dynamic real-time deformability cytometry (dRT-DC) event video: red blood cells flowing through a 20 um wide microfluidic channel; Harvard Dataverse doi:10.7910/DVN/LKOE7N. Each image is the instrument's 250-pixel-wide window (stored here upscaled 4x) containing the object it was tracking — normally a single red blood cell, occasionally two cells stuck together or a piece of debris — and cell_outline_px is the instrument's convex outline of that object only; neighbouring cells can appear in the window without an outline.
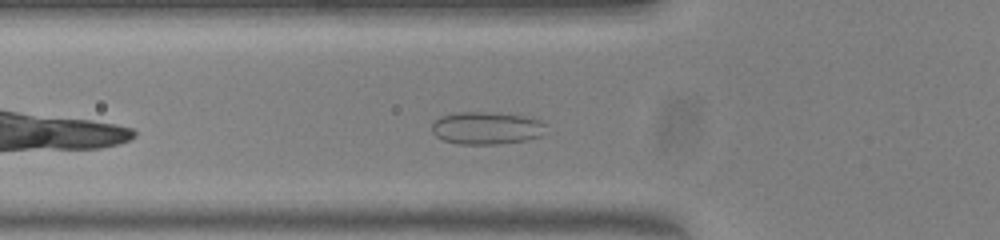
{"species": "common noctule bat (a hibernating species)", "species_latin": "Nyctalus noctula", "temperature_condition": "warm", "stored_images_in_passage": 43, "camera_frame_rate_fps": 3000, "um_per_image_px": 0.085, "animal": {"sex": "female", "body_mass_g": 23.0, "forearm_length_mm": 53.4}, "frame": {"image": 1, "passage_image": 8, "time_ms": 2.333, "image_size_px": [1000, 240], "cell_outline_px": [[544, 124], [540, 136], [524, 140], [496, 144], [460, 144], [444, 140], [436, 136], [432, 132], [432, 124], [440, 116], [452, 112], [508, 112], [532, 116], [540, 120]], "centroid_in_image_um": [41.34, 10.85], "position_along_channel_um": 84.5, "area_um2": 21.91}}
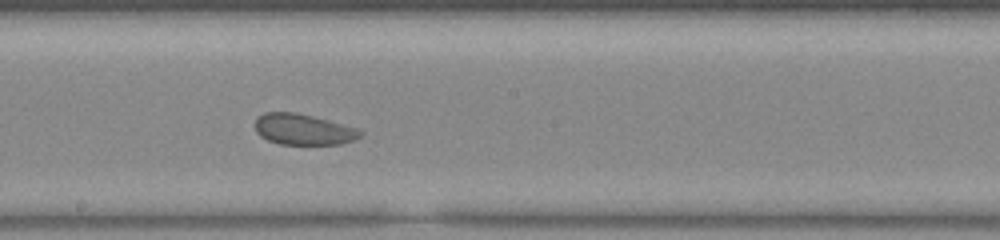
{"frame": {"image": 2, "passage_image": 19, "time_ms": 6.0, "image_size_px": [1000, 240], "cell_outline_px": [[364, 132], [360, 136], [352, 140], [340, 144], [280, 144], [268, 140], [260, 136], [256, 132], [256, 116], [264, 112], [292, 112], [312, 116], [360, 128]], "centroid_in_image_um": [25.78, 10.99], "position_along_channel_um": 222.4, "area_um2": 18.96}}
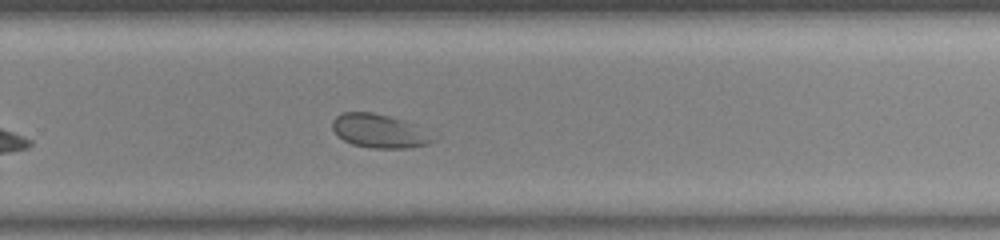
{"frame": {"image": 3, "passage_image": 25, "time_ms": 8.0, "image_size_px": [1000, 240], "cell_outline_px": [[436, 140], [428, 144], [408, 148], [372, 148], [352, 144], [344, 140], [332, 128], [332, 120], [336, 116], [344, 112], [372, 112], [404, 120]], "centroid_in_image_um": [32.16, 11.14], "position_along_channel_um": 297.6, "area_um2": 19.19}}